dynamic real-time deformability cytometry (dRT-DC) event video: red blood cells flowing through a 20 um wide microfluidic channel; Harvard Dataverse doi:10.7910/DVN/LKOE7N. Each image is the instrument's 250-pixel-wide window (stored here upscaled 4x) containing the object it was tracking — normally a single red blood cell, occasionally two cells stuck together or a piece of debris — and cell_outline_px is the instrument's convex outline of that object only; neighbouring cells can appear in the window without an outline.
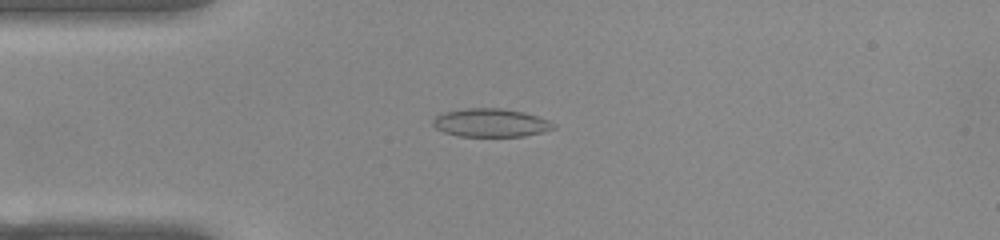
{"species": "common noctule bat (a hibernating species)", "species_latin": "Nyctalus noctula", "temperature_condition": "warm", "stored_images_in_passage": 44, "camera_frame_rate_fps": 3000, "um_per_image_px": 0.085, "animal": {"sex": "female", "body_mass_g": 22.0, "forearm_length_mm": 56.7}, "frame": {"image": 1, "passage_image": 5, "time_ms": 1.333, "image_size_px": [1000, 240], "cell_outline_px": [[556, 128], [524, 136], [460, 136], [444, 132], [436, 128], [432, 124], [432, 120], [436, 116], [444, 112], [468, 108], [500, 108], [524, 112], [548, 120], [556, 124]], "centroid_in_image_um": [41.71, 10.43], "position_along_channel_um": 43.3, "area_um2": 19.77}}
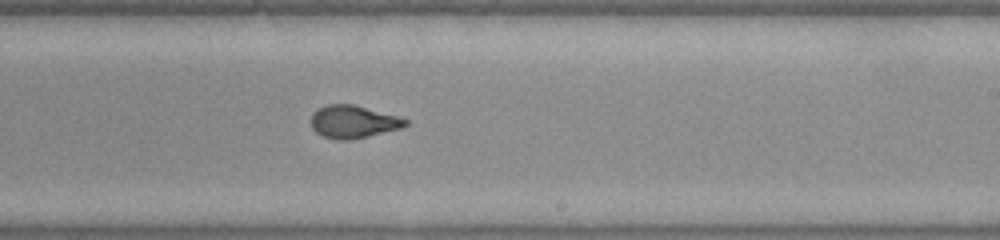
{"frame": {"image": 2, "passage_image": 23, "time_ms": 7.333, "image_size_px": [1000, 240], "cell_outline_px": [[408, 124], [404, 128], [368, 136], [348, 140], [336, 140], [324, 136], [316, 132], [312, 128], [312, 112], [328, 104], [352, 104], [396, 116], [408, 120]], "centroid_in_image_um": [30.03, 10.36], "position_along_channel_um": 259.0, "area_um2": 17.8}}
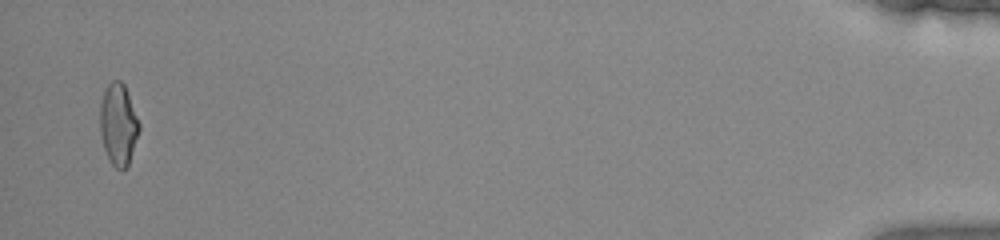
{"frame": {"image": 3, "passage_image": 43, "time_ms": 14.0, "image_size_px": [1000, 240], "cell_outline_px": [[140, 128], [128, 164], [124, 168], [116, 168], [108, 160], [104, 148], [100, 132], [100, 104], [104, 92], [108, 84], [112, 80], [120, 80], [124, 84], [140, 124]], "centroid_in_image_um": [10.04, 10.56], "position_along_channel_um": 425.2, "area_um2": 18.38}}